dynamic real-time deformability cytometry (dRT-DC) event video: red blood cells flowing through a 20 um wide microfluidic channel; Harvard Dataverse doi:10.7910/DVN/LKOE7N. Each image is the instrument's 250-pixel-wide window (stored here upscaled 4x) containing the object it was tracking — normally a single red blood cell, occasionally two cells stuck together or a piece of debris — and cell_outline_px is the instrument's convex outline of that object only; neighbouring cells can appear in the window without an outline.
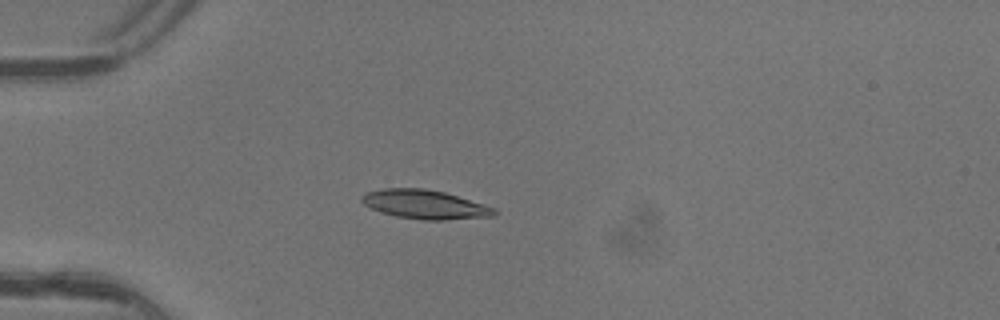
{"species": "common noctule bat (a hibernating species)", "species_latin": "Nyctalus noctula", "temperature_condition": "warm", "stored_images_in_passage": 5, "camera_frame_rate_fps": 3000, "um_per_image_px": 0.085, "animal": {"sex": "female"}, "frame": {"image": 1, "passage_image": 4, "time_ms": 1.0, "image_size_px": [1000, 320], "cell_outline_px": [[496, 216], [444, 220], [424, 220], [396, 216], [372, 208], [364, 204], [360, 200], [368, 192], [384, 188], [424, 188], [444, 192], [484, 204], [496, 208]], "centroid_in_image_um": [36.17, 17.38], "position_along_channel_um": 48.8, "area_um2": 22.14}}